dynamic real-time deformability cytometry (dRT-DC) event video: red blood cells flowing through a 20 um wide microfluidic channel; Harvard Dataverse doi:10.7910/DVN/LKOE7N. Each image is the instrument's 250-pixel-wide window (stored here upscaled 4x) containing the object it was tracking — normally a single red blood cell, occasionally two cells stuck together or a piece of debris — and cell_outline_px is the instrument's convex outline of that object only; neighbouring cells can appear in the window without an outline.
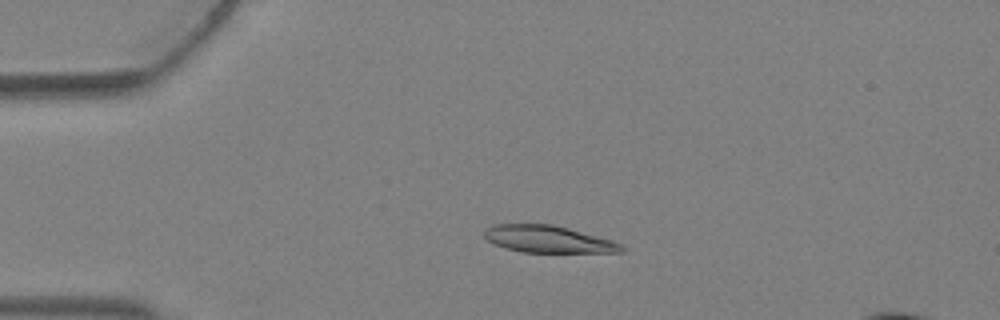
{"species": "Egyptian fruit bat (a non-hibernating species)", "species_latin": "Rousettus aegyptiacus", "temperature_condition": "warm", "stored_images_in_passage": 3, "camera_frame_rate_fps": 3000, "um_per_image_px": 0.085, "animal": {"sex": "female"}, "frame": {"image": 1, "passage_image": 2, "time_ms": 0.333, "image_size_px": [1000, 320], "cell_outline_px": [[624, 252], [520, 252], [504, 248], [488, 240], [484, 236], [484, 232], [492, 224], [552, 224], [568, 228], [612, 240], [620, 244], [624, 248]], "centroid_in_image_um": [46.57, 20.33], "position_along_channel_um": 38.4, "area_um2": 21.44}}